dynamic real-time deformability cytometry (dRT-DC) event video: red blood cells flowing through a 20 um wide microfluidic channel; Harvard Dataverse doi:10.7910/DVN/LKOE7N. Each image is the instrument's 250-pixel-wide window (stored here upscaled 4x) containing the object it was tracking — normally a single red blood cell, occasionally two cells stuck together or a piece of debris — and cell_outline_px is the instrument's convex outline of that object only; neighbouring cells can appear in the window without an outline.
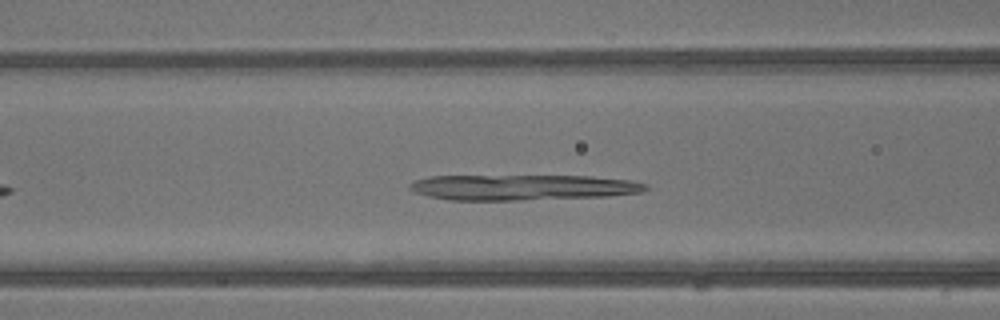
{"species": "common noctule bat (a hibernating species)", "species_latin": "Nyctalus noctula", "temperature_condition": "warm", "stored_images_in_passage": 24, "camera_frame_rate_fps": 3000, "um_per_image_px": 0.085, "animal": {"sex": "male", "body_mass_g": 13.3}, "frame": {"image": 1, "passage_image": 8, "time_ms": 2.333, "image_size_px": [1000, 320], "cell_outline_px": [[648, 188], [640, 192], [608, 196], [524, 200], [452, 200], [428, 196], [416, 192], [408, 188], [408, 184], [416, 180], [428, 176], [592, 176], [632, 180], [648, 184]], "centroid_in_image_um": [44.44, 15.92], "position_along_channel_um": 122.2, "area_um2": 35.2}}
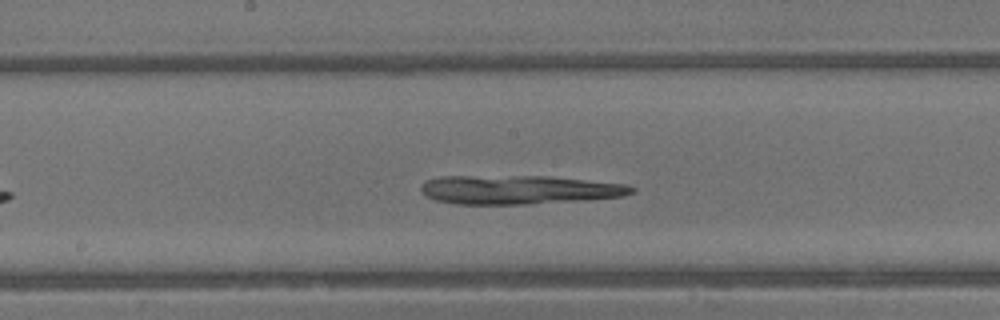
{"frame": {"image": 2, "passage_image": 13, "time_ms": 4.0, "image_size_px": [1000, 320], "cell_outline_px": [[636, 188], [632, 192], [624, 196], [584, 200], [524, 204], [456, 204], [436, 200], [420, 192], [420, 184], [424, 180], [440, 176], [548, 176], [628, 184]], "centroid_in_image_um": [44.07, 16.12], "position_along_channel_um": 204.1, "area_um2": 35.6}}
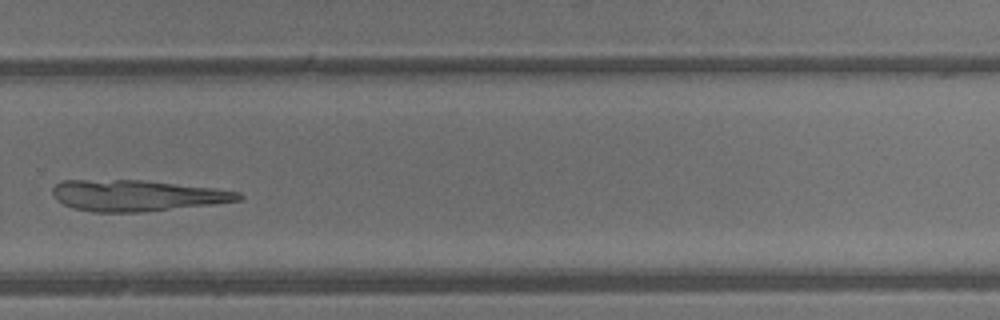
{"frame": {"image": 3, "passage_image": 20, "time_ms": 6.333, "image_size_px": [1000, 320], "cell_outline_px": [[244, 196], [240, 200], [208, 204], [140, 212], [92, 212], [72, 208], [56, 200], [52, 196], [52, 188], [56, 184], [64, 180], [144, 180], [216, 188], [240, 192]], "centroid_in_image_um": [11.58, 16.61], "position_along_channel_um": 318.2, "area_um2": 33.58}}